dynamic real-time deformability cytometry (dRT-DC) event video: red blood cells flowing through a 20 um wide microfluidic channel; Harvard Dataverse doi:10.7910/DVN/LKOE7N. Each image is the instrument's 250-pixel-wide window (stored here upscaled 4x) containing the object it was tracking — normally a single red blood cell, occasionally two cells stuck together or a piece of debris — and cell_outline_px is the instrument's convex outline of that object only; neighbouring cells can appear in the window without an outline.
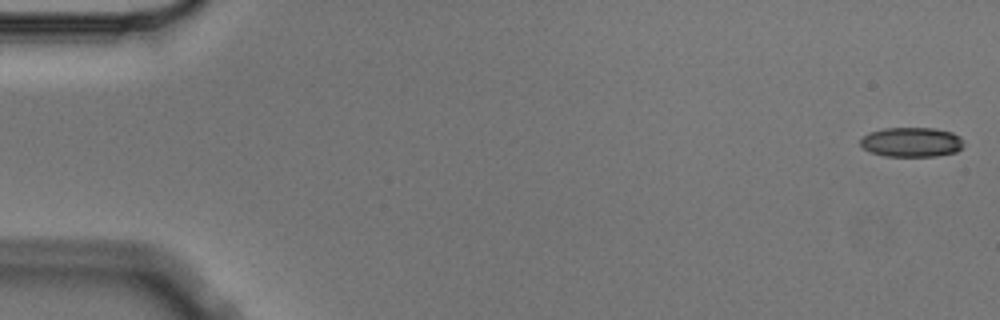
{"species": "Egyptian fruit bat (a non-hibernating species)", "species_latin": "Rousettus aegyptiacus", "temperature_condition": "cold", "stored_images_in_passage": 5, "camera_frame_rate_fps": 3000, "um_per_image_px": 0.085, "animal": {"sex": "male"}, "frame": {"image": 1, "passage_image": 1, "time_ms": 0.0, "image_size_px": [1000, 320], "cell_outline_px": [[964, 144], [956, 152], [936, 156], [884, 156], [872, 152], [864, 148], [860, 144], [860, 140], [868, 132], [884, 128], [936, 128], [952, 132], [960, 136]], "centroid_in_image_um": [77.49, 12.07], "position_along_channel_um": 7.5, "area_um2": 17.86}}
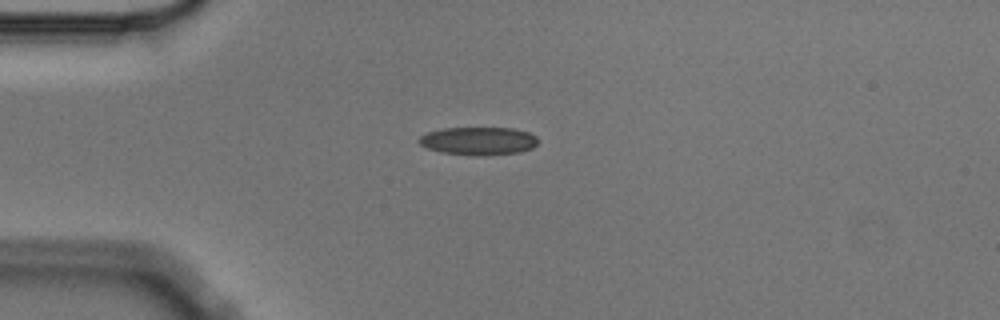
{"frame": {"image": 2, "passage_image": 4, "time_ms": 1.0, "image_size_px": [1000, 320], "cell_outline_px": [[536, 144], [532, 148], [520, 152], [480, 156], [476, 156], [440, 152], [428, 148], [420, 144], [416, 140], [420, 136], [428, 132], [444, 128], [512, 128], [528, 132], [536, 136]], "centroid_in_image_um": [40.64, 11.98], "position_along_channel_um": 44.4, "area_um2": 19.42}}